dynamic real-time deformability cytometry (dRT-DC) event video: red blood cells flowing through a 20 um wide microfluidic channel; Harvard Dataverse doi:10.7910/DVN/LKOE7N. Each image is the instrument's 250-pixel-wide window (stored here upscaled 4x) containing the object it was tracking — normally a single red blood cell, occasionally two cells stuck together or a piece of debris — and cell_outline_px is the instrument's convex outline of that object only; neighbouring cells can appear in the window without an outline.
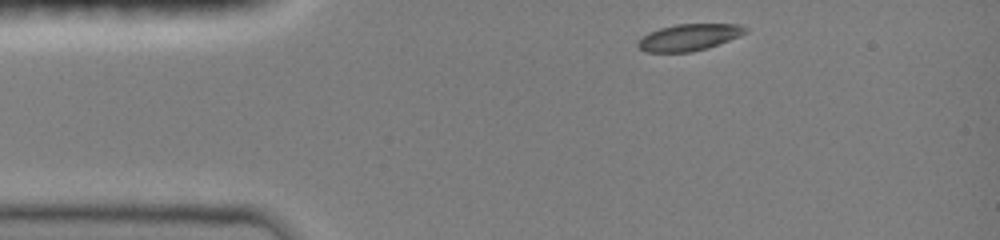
{"species": "common noctule bat (a hibernating species)", "species_latin": "Nyctalus noctula", "temperature_condition": "room temperature", "stored_images_in_passage": 17, "camera_frame_rate_fps": 3000, "um_per_image_px": 0.085, "animal": {"sex": "female", "body_mass_g": 19.0, "forearm_length_mm": 51.5}, "frame": {"image": 1, "passage_image": 1, "time_ms": 0.0, "image_size_px": [1000, 240], "cell_outline_px": [[748, 32], [740, 36], [708, 48], [692, 52], [648, 52], [640, 48], [636, 44], [648, 32], [660, 28], [676, 24], [740, 24], [748, 28]], "centroid_in_image_um": [58.61, 3.16], "position_along_channel_um": 26.4, "area_um2": 16.7}}
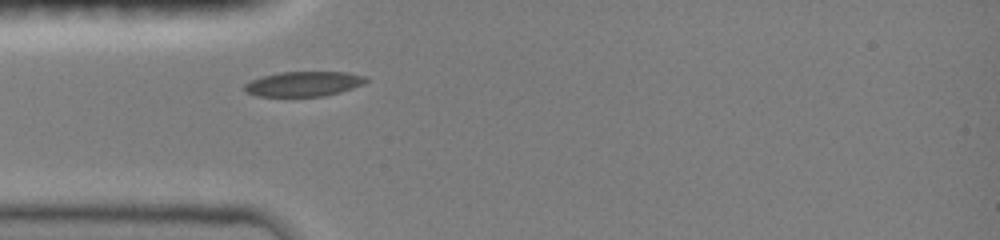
{"frame": {"image": 2, "passage_image": 14, "time_ms": 2.0, "image_size_px": [1000, 240], "cell_outline_px": [[368, 80], [364, 84], [340, 92], [324, 96], [256, 96], [244, 92], [244, 84], [252, 80], [264, 76], [280, 72], [348, 72], [368, 76]], "centroid_in_image_um": [25.84, 7.13], "position_along_channel_um": 59.2, "area_um2": 17.69}}